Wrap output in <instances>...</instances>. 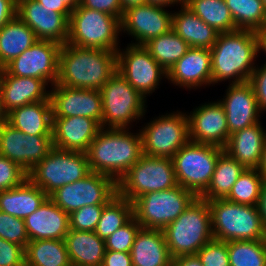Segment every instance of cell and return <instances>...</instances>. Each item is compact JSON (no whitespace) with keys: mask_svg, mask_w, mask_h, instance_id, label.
<instances>
[{"mask_svg":"<svg viewBox=\"0 0 266 266\" xmlns=\"http://www.w3.org/2000/svg\"><path fill=\"white\" fill-rule=\"evenodd\" d=\"M168 7L143 4L124 11L121 19V34L131 35L133 45H144L150 39L164 35L171 30L172 14Z\"/></svg>","mask_w":266,"mask_h":266,"instance_id":"e0dca14e","label":"cell"},{"mask_svg":"<svg viewBox=\"0 0 266 266\" xmlns=\"http://www.w3.org/2000/svg\"><path fill=\"white\" fill-rule=\"evenodd\" d=\"M197 196L177 185L168 190L148 192L133 202V216L141 228L163 230L175 221Z\"/></svg>","mask_w":266,"mask_h":266,"instance_id":"8fae6325","label":"cell"},{"mask_svg":"<svg viewBox=\"0 0 266 266\" xmlns=\"http://www.w3.org/2000/svg\"><path fill=\"white\" fill-rule=\"evenodd\" d=\"M230 266H266V240L228 242Z\"/></svg>","mask_w":266,"mask_h":266,"instance_id":"f35d334b","label":"cell"},{"mask_svg":"<svg viewBox=\"0 0 266 266\" xmlns=\"http://www.w3.org/2000/svg\"><path fill=\"white\" fill-rule=\"evenodd\" d=\"M38 41L34 31L18 16L0 28V67L4 68Z\"/></svg>","mask_w":266,"mask_h":266,"instance_id":"1f68e13d","label":"cell"},{"mask_svg":"<svg viewBox=\"0 0 266 266\" xmlns=\"http://www.w3.org/2000/svg\"><path fill=\"white\" fill-rule=\"evenodd\" d=\"M248 82L252 86L261 112L266 111V65H256Z\"/></svg>","mask_w":266,"mask_h":266,"instance_id":"7dc6e473","label":"cell"},{"mask_svg":"<svg viewBox=\"0 0 266 266\" xmlns=\"http://www.w3.org/2000/svg\"><path fill=\"white\" fill-rule=\"evenodd\" d=\"M61 44L50 40H38L4 69L13 76L42 79L53 86L58 78Z\"/></svg>","mask_w":266,"mask_h":266,"instance_id":"9a60e30c","label":"cell"},{"mask_svg":"<svg viewBox=\"0 0 266 266\" xmlns=\"http://www.w3.org/2000/svg\"><path fill=\"white\" fill-rule=\"evenodd\" d=\"M237 29L254 32L266 27V7L262 0H225Z\"/></svg>","mask_w":266,"mask_h":266,"instance_id":"74e56055","label":"cell"},{"mask_svg":"<svg viewBox=\"0 0 266 266\" xmlns=\"http://www.w3.org/2000/svg\"><path fill=\"white\" fill-rule=\"evenodd\" d=\"M90 172L86 153L53 147L28 172V179L50 196L58 188L81 180Z\"/></svg>","mask_w":266,"mask_h":266,"instance_id":"9c48e42d","label":"cell"},{"mask_svg":"<svg viewBox=\"0 0 266 266\" xmlns=\"http://www.w3.org/2000/svg\"><path fill=\"white\" fill-rule=\"evenodd\" d=\"M80 6L105 12L122 19L124 11L119 0H80Z\"/></svg>","mask_w":266,"mask_h":266,"instance_id":"c3c4849f","label":"cell"},{"mask_svg":"<svg viewBox=\"0 0 266 266\" xmlns=\"http://www.w3.org/2000/svg\"><path fill=\"white\" fill-rule=\"evenodd\" d=\"M101 266H133L131 253L105 250Z\"/></svg>","mask_w":266,"mask_h":266,"instance_id":"681fc988","label":"cell"},{"mask_svg":"<svg viewBox=\"0 0 266 266\" xmlns=\"http://www.w3.org/2000/svg\"><path fill=\"white\" fill-rule=\"evenodd\" d=\"M100 129V124L88 117L53 118V146L67 151L86 153Z\"/></svg>","mask_w":266,"mask_h":266,"instance_id":"603a6c76","label":"cell"},{"mask_svg":"<svg viewBox=\"0 0 266 266\" xmlns=\"http://www.w3.org/2000/svg\"><path fill=\"white\" fill-rule=\"evenodd\" d=\"M264 181L257 169H245L225 199L234 203L257 206Z\"/></svg>","mask_w":266,"mask_h":266,"instance_id":"ab89813d","label":"cell"},{"mask_svg":"<svg viewBox=\"0 0 266 266\" xmlns=\"http://www.w3.org/2000/svg\"><path fill=\"white\" fill-rule=\"evenodd\" d=\"M258 210L261 215V219L263 221V224L266 228V180L263 183L261 195L258 202Z\"/></svg>","mask_w":266,"mask_h":266,"instance_id":"db71d44e","label":"cell"},{"mask_svg":"<svg viewBox=\"0 0 266 266\" xmlns=\"http://www.w3.org/2000/svg\"><path fill=\"white\" fill-rule=\"evenodd\" d=\"M52 136L28 135L7 122L0 124V155L19 165L27 173L53 148Z\"/></svg>","mask_w":266,"mask_h":266,"instance_id":"2e32d148","label":"cell"},{"mask_svg":"<svg viewBox=\"0 0 266 266\" xmlns=\"http://www.w3.org/2000/svg\"><path fill=\"white\" fill-rule=\"evenodd\" d=\"M257 170L266 180V141L263 146L262 158Z\"/></svg>","mask_w":266,"mask_h":266,"instance_id":"680465c9","label":"cell"},{"mask_svg":"<svg viewBox=\"0 0 266 266\" xmlns=\"http://www.w3.org/2000/svg\"><path fill=\"white\" fill-rule=\"evenodd\" d=\"M173 160L142 155L117 182V193L130 202L148 193L177 186Z\"/></svg>","mask_w":266,"mask_h":266,"instance_id":"ba28073f","label":"cell"},{"mask_svg":"<svg viewBox=\"0 0 266 266\" xmlns=\"http://www.w3.org/2000/svg\"><path fill=\"white\" fill-rule=\"evenodd\" d=\"M70 264L64 240H32L25 248V266H69Z\"/></svg>","mask_w":266,"mask_h":266,"instance_id":"836d02e7","label":"cell"},{"mask_svg":"<svg viewBox=\"0 0 266 266\" xmlns=\"http://www.w3.org/2000/svg\"><path fill=\"white\" fill-rule=\"evenodd\" d=\"M119 1L123 11H126L131 7L143 5L146 3V0H119Z\"/></svg>","mask_w":266,"mask_h":266,"instance_id":"6f0895ef","label":"cell"},{"mask_svg":"<svg viewBox=\"0 0 266 266\" xmlns=\"http://www.w3.org/2000/svg\"><path fill=\"white\" fill-rule=\"evenodd\" d=\"M207 202L215 240H266V228L257 206L234 203L225 198Z\"/></svg>","mask_w":266,"mask_h":266,"instance_id":"277c9868","label":"cell"},{"mask_svg":"<svg viewBox=\"0 0 266 266\" xmlns=\"http://www.w3.org/2000/svg\"><path fill=\"white\" fill-rule=\"evenodd\" d=\"M6 122L28 135L52 136L51 101H40L16 108L7 114Z\"/></svg>","mask_w":266,"mask_h":266,"instance_id":"83f0119b","label":"cell"},{"mask_svg":"<svg viewBox=\"0 0 266 266\" xmlns=\"http://www.w3.org/2000/svg\"><path fill=\"white\" fill-rule=\"evenodd\" d=\"M104 205L83 206L69 214L70 229L77 231H95Z\"/></svg>","mask_w":266,"mask_h":266,"instance_id":"7bdbcfd3","label":"cell"},{"mask_svg":"<svg viewBox=\"0 0 266 266\" xmlns=\"http://www.w3.org/2000/svg\"><path fill=\"white\" fill-rule=\"evenodd\" d=\"M130 253L133 266H172L163 230L140 228Z\"/></svg>","mask_w":266,"mask_h":266,"instance_id":"4316f807","label":"cell"},{"mask_svg":"<svg viewBox=\"0 0 266 266\" xmlns=\"http://www.w3.org/2000/svg\"><path fill=\"white\" fill-rule=\"evenodd\" d=\"M53 118L88 117L102 124V98L100 90L50 86Z\"/></svg>","mask_w":266,"mask_h":266,"instance_id":"ac0fdd59","label":"cell"},{"mask_svg":"<svg viewBox=\"0 0 266 266\" xmlns=\"http://www.w3.org/2000/svg\"><path fill=\"white\" fill-rule=\"evenodd\" d=\"M265 141L266 130L259 122L230 134L223 149L246 169H257Z\"/></svg>","mask_w":266,"mask_h":266,"instance_id":"484cf974","label":"cell"},{"mask_svg":"<svg viewBox=\"0 0 266 266\" xmlns=\"http://www.w3.org/2000/svg\"><path fill=\"white\" fill-rule=\"evenodd\" d=\"M49 196L28 178L19 186L0 191V211L25 219Z\"/></svg>","mask_w":266,"mask_h":266,"instance_id":"f546056e","label":"cell"},{"mask_svg":"<svg viewBox=\"0 0 266 266\" xmlns=\"http://www.w3.org/2000/svg\"><path fill=\"white\" fill-rule=\"evenodd\" d=\"M17 16L35 33L38 40L64 45L69 37V19L36 0H17Z\"/></svg>","mask_w":266,"mask_h":266,"instance_id":"ffe728a7","label":"cell"},{"mask_svg":"<svg viewBox=\"0 0 266 266\" xmlns=\"http://www.w3.org/2000/svg\"><path fill=\"white\" fill-rule=\"evenodd\" d=\"M163 232L172 258L196 255L201 247L214 239L208 202L196 197Z\"/></svg>","mask_w":266,"mask_h":266,"instance_id":"5b68a950","label":"cell"},{"mask_svg":"<svg viewBox=\"0 0 266 266\" xmlns=\"http://www.w3.org/2000/svg\"><path fill=\"white\" fill-rule=\"evenodd\" d=\"M101 128H128L147 112L146 99L116 71L100 89Z\"/></svg>","mask_w":266,"mask_h":266,"instance_id":"52a82bcc","label":"cell"},{"mask_svg":"<svg viewBox=\"0 0 266 266\" xmlns=\"http://www.w3.org/2000/svg\"><path fill=\"white\" fill-rule=\"evenodd\" d=\"M210 52L212 84L226 80L230 84L246 82L254 71L255 61L259 56L256 32L237 29L219 33Z\"/></svg>","mask_w":266,"mask_h":266,"instance_id":"3957f363","label":"cell"},{"mask_svg":"<svg viewBox=\"0 0 266 266\" xmlns=\"http://www.w3.org/2000/svg\"><path fill=\"white\" fill-rule=\"evenodd\" d=\"M71 11H73L79 4L80 0H61Z\"/></svg>","mask_w":266,"mask_h":266,"instance_id":"91938a15","label":"cell"},{"mask_svg":"<svg viewBox=\"0 0 266 266\" xmlns=\"http://www.w3.org/2000/svg\"><path fill=\"white\" fill-rule=\"evenodd\" d=\"M143 46L166 72L191 48L172 29L164 35L150 39Z\"/></svg>","mask_w":266,"mask_h":266,"instance_id":"e575fe53","label":"cell"},{"mask_svg":"<svg viewBox=\"0 0 266 266\" xmlns=\"http://www.w3.org/2000/svg\"><path fill=\"white\" fill-rule=\"evenodd\" d=\"M189 140L224 148L230 133L223 105L219 101L203 103L187 113Z\"/></svg>","mask_w":266,"mask_h":266,"instance_id":"d6986e66","label":"cell"},{"mask_svg":"<svg viewBox=\"0 0 266 266\" xmlns=\"http://www.w3.org/2000/svg\"><path fill=\"white\" fill-rule=\"evenodd\" d=\"M141 225L133 216L125 225L117 229L105 240V249L112 251L131 252L135 236Z\"/></svg>","mask_w":266,"mask_h":266,"instance_id":"b9f144b4","label":"cell"},{"mask_svg":"<svg viewBox=\"0 0 266 266\" xmlns=\"http://www.w3.org/2000/svg\"><path fill=\"white\" fill-rule=\"evenodd\" d=\"M0 238L26 248L30 240L24 219L0 211Z\"/></svg>","mask_w":266,"mask_h":266,"instance_id":"60d3db41","label":"cell"},{"mask_svg":"<svg viewBox=\"0 0 266 266\" xmlns=\"http://www.w3.org/2000/svg\"><path fill=\"white\" fill-rule=\"evenodd\" d=\"M70 263L75 266H101L105 254V240L94 231L70 229L64 238Z\"/></svg>","mask_w":266,"mask_h":266,"instance_id":"4dcf8cb0","label":"cell"},{"mask_svg":"<svg viewBox=\"0 0 266 266\" xmlns=\"http://www.w3.org/2000/svg\"><path fill=\"white\" fill-rule=\"evenodd\" d=\"M117 71V53L68 43L59 53L56 84L69 88L100 90Z\"/></svg>","mask_w":266,"mask_h":266,"instance_id":"6da1fadb","label":"cell"},{"mask_svg":"<svg viewBox=\"0 0 266 266\" xmlns=\"http://www.w3.org/2000/svg\"><path fill=\"white\" fill-rule=\"evenodd\" d=\"M257 37V51L258 54L263 51L266 53V27L261 28L260 30L256 31ZM266 65V62L265 64Z\"/></svg>","mask_w":266,"mask_h":266,"instance_id":"11a10c76","label":"cell"},{"mask_svg":"<svg viewBox=\"0 0 266 266\" xmlns=\"http://www.w3.org/2000/svg\"><path fill=\"white\" fill-rule=\"evenodd\" d=\"M47 84L39 78L10 75L4 68L0 72V91L5 112L36 103L50 101Z\"/></svg>","mask_w":266,"mask_h":266,"instance_id":"cb8c5ba5","label":"cell"},{"mask_svg":"<svg viewBox=\"0 0 266 266\" xmlns=\"http://www.w3.org/2000/svg\"><path fill=\"white\" fill-rule=\"evenodd\" d=\"M172 266H203L197 255H184L172 259Z\"/></svg>","mask_w":266,"mask_h":266,"instance_id":"f5cc1de1","label":"cell"},{"mask_svg":"<svg viewBox=\"0 0 266 266\" xmlns=\"http://www.w3.org/2000/svg\"><path fill=\"white\" fill-rule=\"evenodd\" d=\"M245 169L236 159L223 151L217 158L207 189L199 197L206 201L225 198Z\"/></svg>","mask_w":266,"mask_h":266,"instance_id":"d6a6232c","label":"cell"},{"mask_svg":"<svg viewBox=\"0 0 266 266\" xmlns=\"http://www.w3.org/2000/svg\"><path fill=\"white\" fill-rule=\"evenodd\" d=\"M116 194L117 183L111 177L90 172L83 179L58 188L49 198L71 214L83 206L105 205Z\"/></svg>","mask_w":266,"mask_h":266,"instance_id":"4fadbf2b","label":"cell"},{"mask_svg":"<svg viewBox=\"0 0 266 266\" xmlns=\"http://www.w3.org/2000/svg\"><path fill=\"white\" fill-rule=\"evenodd\" d=\"M146 3L161 7H169L170 5L174 7L175 4H179L180 6L185 4V0H146Z\"/></svg>","mask_w":266,"mask_h":266,"instance_id":"9f6ffc18","label":"cell"},{"mask_svg":"<svg viewBox=\"0 0 266 266\" xmlns=\"http://www.w3.org/2000/svg\"><path fill=\"white\" fill-rule=\"evenodd\" d=\"M30 241L40 239L64 240L70 230L69 214L49 197L24 219Z\"/></svg>","mask_w":266,"mask_h":266,"instance_id":"d4e9b609","label":"cell"},{"mask_svg":"<svg viewBox=\"0 0 266 266\" xmlns=\"http://www.w3.org/2000/svg\"><path fill=\"white\" fill-rule=\"evenodd\" d=\"M120 32V18L78 5L70 15L67 43L117 52Z\"/></svg>","mask_w":266,"mask_h":266,"instance_id":"8992f818","label":"cell"},{"mask_svg":"<svg viewBox=\"0 0 266 266\" xmlns=\"http://www.w3.org/2000/svg\"><path fill=\"white\" fill-rule=\"evenodd\" d=\"M132 217L133 203L117 193L104 205L100 220L94 232L99 238L106 240Z\"/></svg>","mask_w":266,"mask_h":266,"instance_id":"8d00e7d4","label":"cell"},{"mask_svg":"<svg viewBox=\"0 0 266 266\" xmlns=\"http://www.w3.org/2000/svg\"><path fill=\"white\" fill-rule=\"evenodd\" d=\"M17 16V0H0V28Z\"/></svg>","mask_w":266,"mask_h":266,"instance_id":"f907efd6","label":"cell"},{"mask_svg":"<svg viewBox=\"0 0 266 266\" xmlns=\"http://www.w3.org/2000/svg\"><path fill=\"white\" fill-rule=\"evenodd\" d=\"M223 148L188 141L173 156L177 184L199 197L208 187Z\"/></svg>","mask_w":266,"mask_h":266,"instance_id":"30bf717a","label":"cell"},{"mask_svg":"<svg viewBox=\"0 0 266 266\" xmlns=\"http://www.w3.org/2000/svg\"><path fill=\"white\" fill-rule=\"evenodd\" d=\"M144 126L139 129L144 155L172 159L189 141L186 112L159 115Z\"/></svg>","mask_w":266,"mask_h":266,"instance_id":"7c38bea8","label":"cell"},{"mask_svg":"<svg viewBox=\"0 0 266 266\" xmlns=\"http://www.w3.org/2000/svg\"><path fill=\"white\" fill-rule=\"evenodd\" d=\"M43 7L52 8V10L64 14L68 19L72 11L61 0H36Z\"/></svg>","mask_w":266,"mask_h":266,"instance_id":"816d5d0a","label":"cell"},{"mask_svg":"<svg viewBox=\"0 0 266 266\" xmlns=\"http://www.w3.org/2000/svg\"><path fill=\"white\" fill-rule=\"evenodd\" d=\"M203 266H230L228 242L211 240L196 253Z\"/></svg>","mask_w":266,"mask_h":266,"instance_id":"ee69618b","label":"cell"},{"mask_svg":"<svg viewBox=\"0 0 266 266\" xmlns=\"http://www.w3.org/2000/svg\"><path fill=\"white\" fill-rule=\"evenodd\" d=\"M28 178L19 165L0 155V191L17 187Z\"/></svg>","mask_w":266,"mask_h":266,"instance_id":"f6af8a7d","label":"cell"},{"mask_svg":"<svg viewBox=\"0 0 266 266\" xmlns=\"http://www.w3.org/2000/svg\"><path fill=\"white\" fill-rule=\"evenodd\" d=\"M211 52L206 48H190L167 72L168 81L185 89H198L212 84Z\"/></svg>","mask_w":266,"mask_h":266,"instance_id":"7402d4cb","label":"cell"},{"mask_svg":"<svg viewBox=\"0 0 266 266\" xmlns=\"http://www.w3.org/2000/svg\"><path fill=\"white\" fill-rule=\"evenodd\" d=\"M262 2L264 3V6L266 7V0H262Z\"/></svg>","mask_w":266,"mask_h":266,"instance_id":"6125c7cd","label":"cell"},{"mask_svg":"<svg viewBox=\"0 0 266 266\" xmlns=\"http://www.w3.org/2000/svg\"><path fill=\"white\" fill-rule=\"evenodd\" d=\"M128 128H101L86 151L91 172L116 183L143 155L140 132Z\"/></svg>","mask_w":266,"mask_h":266,"instance_id":"7a4b0ae2","label":"cell"},{"mask_svg":"<svg viewBox=\"0 0 266 266\" xmlns=\"http://www.w3.org/2000/svg\"><path fill=\"white\" fill-rule=\"evenodd\" d=\"M0 266H25V248L0 238Z\"/></svg>","mask_w":266,"mask_h":266,"instance_id":"bcb514c9","label":"cell"},{"mask_svg":"<svg viewBox=\"0 0 266 266\" xmlns=\"http://www.w3.org/2000/svg\"><path fill=\"white\" fill-rule=\"evenodd\" d=\"M7 120V113L3 107V102L1 98V91H0V124L6 122Z\"/></svg>","mask_w":266,"mask_h":266,"instance_id":"94428289","label":"cell"},{"mask_svg":"<svg viewBox=\"0 0 266 266\" xmlns=\"http://www.w3.org/2000/svg\"><path fill=\"white\" fill-rule=\"evenodd\" d=\"M172 14L171 29L191 48L211 49L218 37V32L201 20L185 4Z\"/></svg>","mask_w":266,"mask_h":266,"instance_id":"f1b7e54d","label":"cell"},{"mask_svg":"<svg viewBox=\"0 0 266 266\" xmlns=\"http://www.w3.org/2000/svg\"><path fill=\"white\" fill-rule=\"evenodd\" d=\"M185 5L218 33L237 30L225 0H185Z\"/></svg>","mask_w":266,"mask_h":266,"instance_id":"d590c367","label":"cell"},{"mask_svg":"<svg viewBox=\"0 0 266 266\" xmlns=\"http://www.w3.org/2000/svg\"><path fill=\"white\" fill-rule=\"evenodd\" d=\"M117 71L144 98L159 88L167 72L153 59L143 45L128 44L117 50Z\"/></svg>","mask_w":266,"mask_h":266,"instance_id":"5bb4252c","label":"cell"},{"mask_svg":"<svg viewBox=\"0 0 266 266\" xmlns=\"http://www.w3.org/2000/svg\"><path fill=\"white\" fill-rule=\"evenodd\" d=\"M226 90L223 100L220 99L218 101L225 109L227 127L230 134L261 122L259 117L262 112L258 107L252 86L248 81L229 84Z\"/></svg>","mask_w":266,"mask_h":266,"instance_id":"44dd1931","label":"cell"}]
</instances>
